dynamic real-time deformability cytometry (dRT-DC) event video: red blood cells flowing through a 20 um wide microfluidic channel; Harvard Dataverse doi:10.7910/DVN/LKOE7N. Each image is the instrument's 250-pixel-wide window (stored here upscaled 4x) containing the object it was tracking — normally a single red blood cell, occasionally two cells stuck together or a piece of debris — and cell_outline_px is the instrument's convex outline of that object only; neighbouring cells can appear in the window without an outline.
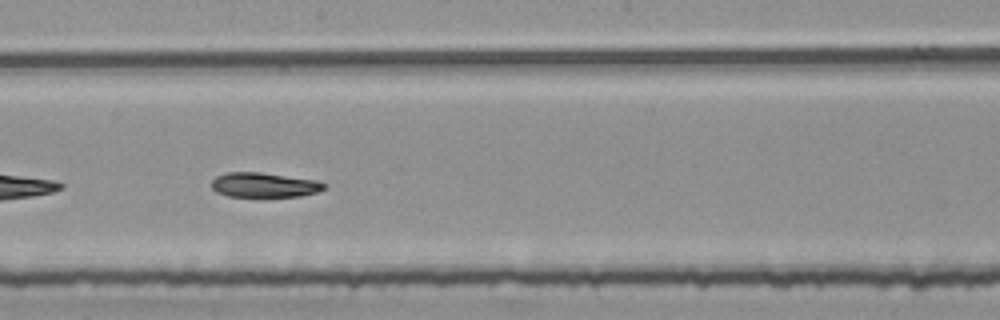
{"species": "common noctule bat (a hibernating species)", "species_latin": "Nyctalus noctula", "temperature_condition": "room temperature", "stored_images_in_passage": 23, "camera_frame_rate_fps": 3000, "um_per_image_px": 0.085, "animal": {"sex": "female", "body_mass_g": 25.1}, "frame": {"image": 1, "passage_image": 14, "time_ms": 4.333, "image_size_px": [1000, 320], "cell_outline_px": [[328, 184], [324, 188], [316, 192], [300, 196], [228, 196], [216, 192], [212, 188], [212, 180], [216, 176], [224, 172], [260, 172], [316, 180]], "centroid_in_image_um": [22.43, 15.71], "position_along_channel_um": 225.8, "area_um2": 16.13}}
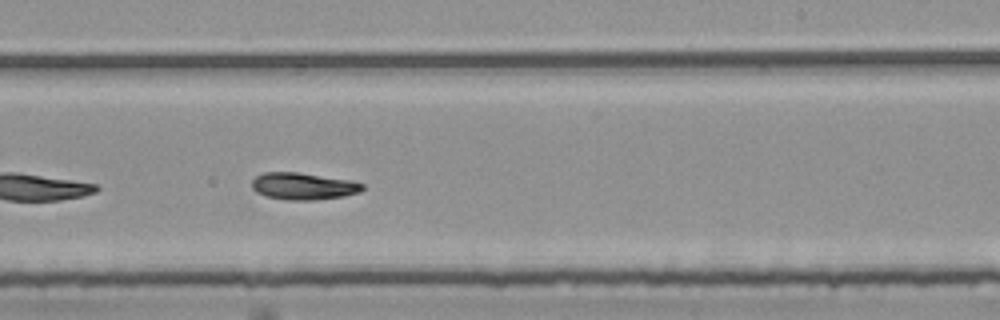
{"frame": {"image": 2, "passage_image": 17, "time_ms": 5.333, "image_size_px": [1000, 320], "cell_outline_px": [[364, 188], [360, 192], [344, 196], [312, 200], [288, 200], [264, 196], [256, 192], [252, 188], [252, 180], [256, 176], [264, 172], [300, 172], [348, 180], [364, 184]], "centroid_in_image_um": [25.75, 15.82], "position_along_channel_um": 263.2, "area_um2": 17.4}}